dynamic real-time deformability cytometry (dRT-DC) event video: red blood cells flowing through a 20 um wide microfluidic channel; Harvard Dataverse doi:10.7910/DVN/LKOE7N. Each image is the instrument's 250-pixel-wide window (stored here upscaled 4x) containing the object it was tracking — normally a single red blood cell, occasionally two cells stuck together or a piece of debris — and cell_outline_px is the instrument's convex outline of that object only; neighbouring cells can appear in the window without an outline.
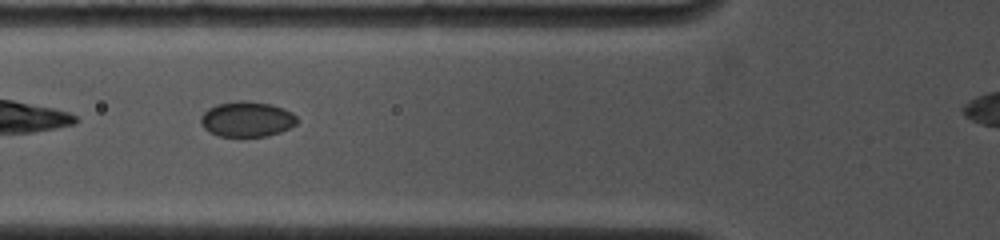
{"species": "common noctule bat (a hibernating species)", "species_latin": "Nyctalus noctula", "temperature_condition": "cold", "stored_images_in_passage": 6, "camera_frame_rate_fps": 4500, "um_per_image_px": 0.085, "animal": {"sex": "female", "body_mass_g": 19.0, "forearm_length_mm": 53.3}, "frame": {"image": 1, "passage_image": 5, "time_ms": 1.778, "image_size_px": [1000, 240], "cell_outline_px": [[296, 124], [280, 132], [268, 136], [220, 136], [208, 132], [200, 124], [200, 116], [208, 108], [216, 104], [240, 100], [248, 100], [272, 104], [284, 108], [292, 112], [296, 116]], "centroid_in_image_um": [20.96, 10.11], "position_along_channel_um": 104.8, "area_um2": 20.0}}